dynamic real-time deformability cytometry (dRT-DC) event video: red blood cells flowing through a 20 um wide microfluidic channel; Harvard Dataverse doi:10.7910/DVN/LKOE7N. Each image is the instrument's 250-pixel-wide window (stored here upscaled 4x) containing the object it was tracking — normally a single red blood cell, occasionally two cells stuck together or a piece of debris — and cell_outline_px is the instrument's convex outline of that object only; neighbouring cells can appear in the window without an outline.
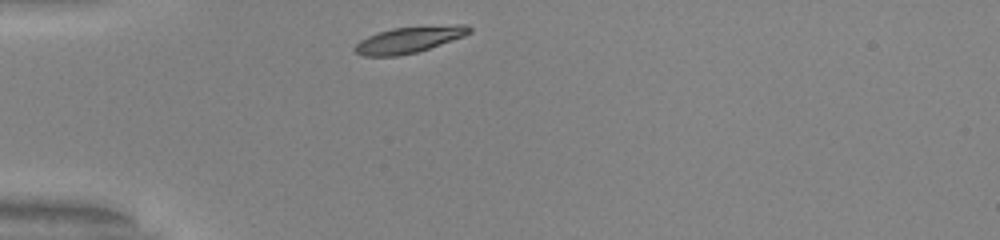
{"species": "common noctule bat (a hibernating species)", "species_latin": "Nyctalus noctula", "temperature_condition": "warm", "stored_images_in_passage": 29, "camera_frame_rate_fps": 3000, "um_per_image_px": 0.085, "animal": {"sex": "male", "body_mass_g": 20.0, "forearm_length_mm": 53.3}, "frame": {"image": 1, "passage_image": 1, "time_ms": 0.0, "image_size_px": [1000, 240], "cell_outline_px": [[472, 32], [464, 36], [416, 52], [396, 56], [364, 56], [356, 52], [352, 48], [360, 40], [368, 36], [392, 28], [456, 24], [468, 24], [472, 28]], "centroid_in_image_um": [34.79, 3.36], "position_along_channel_um": 50.2, "area_um2": 17.4}}
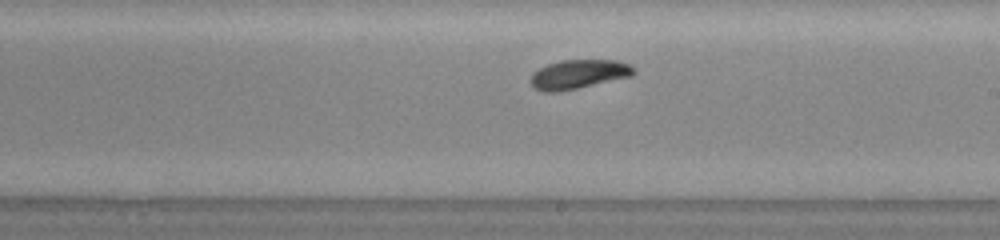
{"frame": {"image": 2, "passage_image": 17, "time_ms": 5.333, "image_size_px": [1000, 240], "cell_outline_px": [[636, 72], [632, 76], [560, 92], [544, 92], [532, 88], [528, 80], [532, 72], [548, 64], [560, 60], [616, 60], [628, 64], [636, 68]], "centroid_in_image_um": [49.13, 6.32], "position_along_channel_um": 239.9, "area_um2": 17.8}}
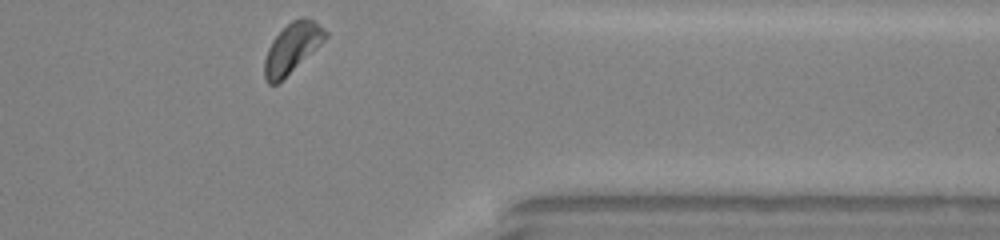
{"frame": {"image": 3, "passage_image": 29, "time_ms": 9.333, "image_size_px": [1000, 240], "cell_outline_px": [[328, 36], [316, 48], [276, 84], [268, 84], [264, 76], [264, 60], [268, 48], [272, 40], [292, 20], [304, 16], [308, 16], [324, 28], [328, 32]], "centroid_in_image_um": [24.83, 4.04], "position_along_channel_um": 386.6, "area_um2": 17.28}, "authors_computed_cell_mechanics": {"area_um2": 17.4556, "velocity_mm_per_s": 3.9322, "shape_relaxation_time_tau1_ms": 2.1547, "shape_relaxation_time_tau2_ms": 3.2875, "deformation_change_tau1": 0.1186, "deformation_change_tau2": 0.0636}}